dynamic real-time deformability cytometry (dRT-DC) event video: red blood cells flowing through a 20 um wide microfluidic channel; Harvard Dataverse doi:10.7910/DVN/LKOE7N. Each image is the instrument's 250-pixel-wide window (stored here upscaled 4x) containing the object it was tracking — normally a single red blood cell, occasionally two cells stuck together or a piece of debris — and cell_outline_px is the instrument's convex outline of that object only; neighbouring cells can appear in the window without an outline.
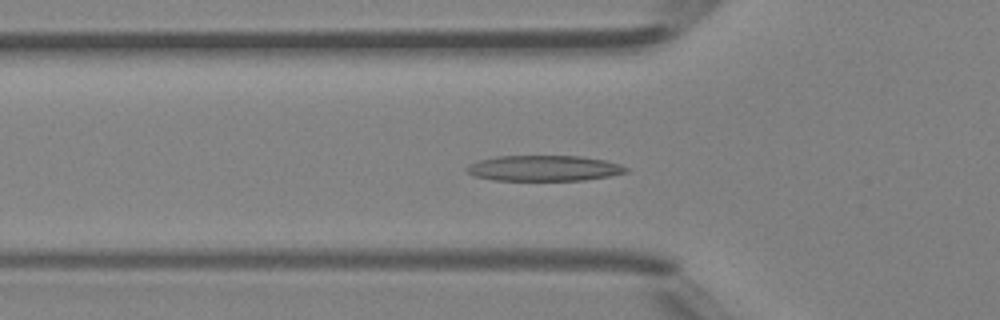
{"species": "Egyptian fruit bat (a non-hibernating species)", "species_latin": "Rousettus aegyptiacus", "temperature_condition": "room temperature", "stored_images_in_passage": 48, "camera_frame_rate_fps": 3000, "um_per_image_px": 0.085, "animal": {"sex": "female"}, "frame": {"image": 1, "passage_image": 16, "time_ms": 5.0, "image_size_px": [1000, 320], "cell_outline_px": [[628, 172], [608, 176], [584, 180], [492, 180], [476, 176], [468, 172], [464, 168], [480, 160], [496, 156], [580, 156], [604, 160], [620, 164], [628, 168]], "centroid_in_image_um": [46.25, 14.3], "position_along_channel_um": 79.5, "area_um2": 23.58}}
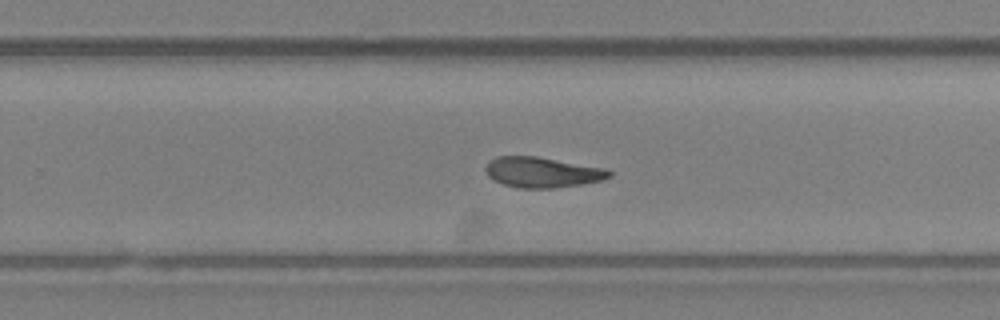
{"frame": {"image": 2, "passage_image": 30, "time_ms": 9.667, "image_size_px": [1000, 320], "cell_outline_px": [[612, 176], [604, 180], [556, 188], [516, 188], [504, 184], [488, 176], [484, 168], [488, 160], [496, 156], [536, 156], [604, 168], [612, 172]], "centroid_in_image_um": [46.07, 14.64], "position_along_channel_um": 283.7, "area_um2": 21.96}}
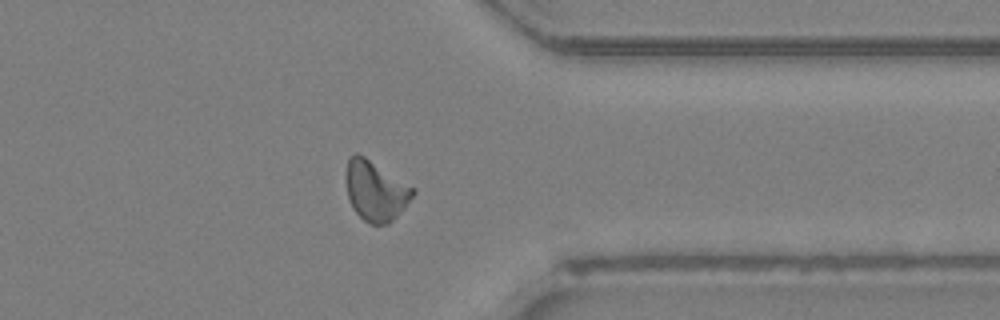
{"frame": {"image": 3, "passage_image": 37, "time_ms": 12.0, "image_size_px": [1000, 320], "cell_outline_px": [[416, 192], [404, 208], [388, 224], [368, 224], [352, 208], [348, 196], [344, 176], [344, 172], [348, 160], [356, 152], [364, 156], [416, 188]], "centroid_in_image_um": [31.91, 16.21], "position_along_channel_um": 379.5, "area_um2": 23.52}, "authors_computed_cell_mechanics": {"area_um2": 22.7443, "velocity_mm_per_s": 4.3965, "shape_relaxation_time_tau1_ms": 4.4569, "shape_relaxation_time_tau2_ms": 3.0221, "deformation_change_tau1": 0.168, "deformation_change_tau2": 0.1112}}